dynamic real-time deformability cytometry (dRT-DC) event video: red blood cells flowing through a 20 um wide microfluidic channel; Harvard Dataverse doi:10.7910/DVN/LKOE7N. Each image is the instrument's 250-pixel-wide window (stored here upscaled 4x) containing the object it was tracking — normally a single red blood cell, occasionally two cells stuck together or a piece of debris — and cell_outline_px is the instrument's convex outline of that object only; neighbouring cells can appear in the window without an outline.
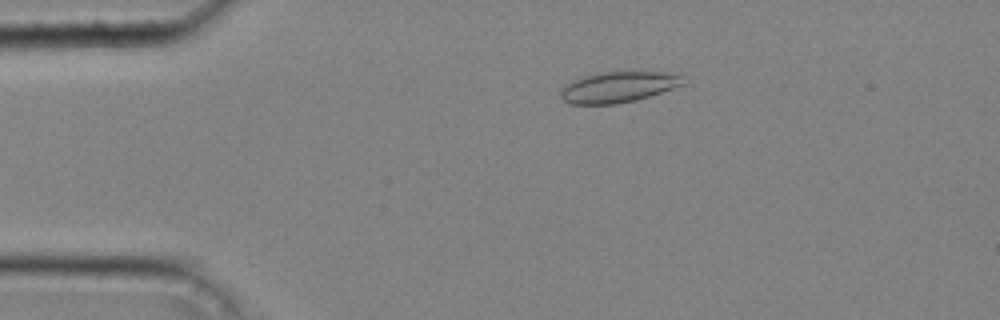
{"species": "common noctule bat (a hibernating species)", "species_latin": "Nyctalus noctula", "temperature_condition": "cold", "stored_images_in_passage": 35, "camera_frame_rate_fps": 3000, "um_per_image_px": 0.085, "animal": {"sex": "male", "body_mass_g": 20.4}, "frame": {"image": 1, "passage_image": 3, "time_ms": 0.667, "image_size_px": [1000, 320], "cell_outline_px": [[684, 84], [636, 100], [616, 104], [572, 104], [564, 100], [560, 96], [560, 92], [564, 84], [572, 80], [584, 76], [604, 72], [680, 72]], "centroid_in_image_um": [52.54, 7.39], "position_along_channel_um": 32.5, "area_um2": 21.91}}
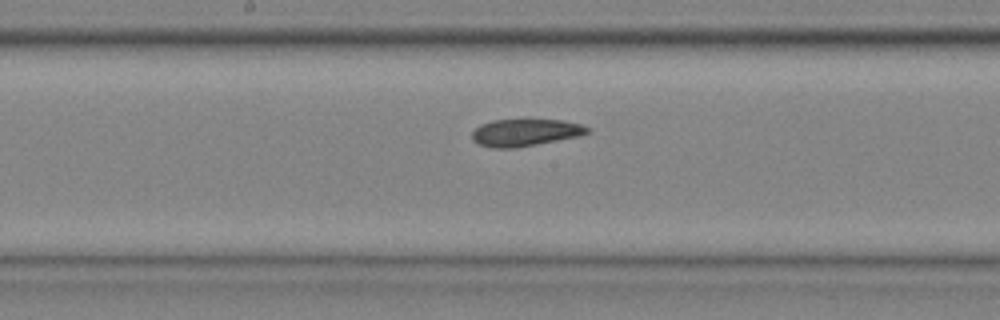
{"frame": {"image": 2, "passage_image": 18, "time_ms": 5.667, "image_size_px": [1000, 320], "cell_outline_px": [[592, 132], [580, 136], [516, 148], [492, 148], [480, 144], [472, 140], [472, 132], [480, 124], [492, 120], [560, 120], [580, 124], [588, 128]], "centroid_in_image_um": [44.64, 11.27], "position_along_channel_um": 203.6, "area_um2": 18.21}}
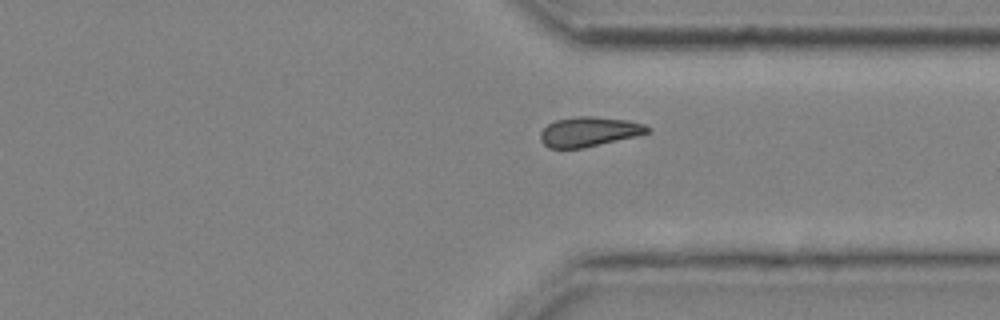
{"frame": {"image": 3, "passage_image": 29, "time_ms": 9.333, "image_size_px": [1000, 320], "cell_outline_px": [[652, 132], [636, 136], [584, 148], [548, 148], [540, 140], [540, 132], [548, 124], [556, 120], [576, 116], [592, 116], [628, 120], [644, 124], [652, 128]], "centroid_in_image_um": [50.09, 11.19], "position_along_channel_um": 361.3, "area_um2": 18.67}, "authors_computed_cell_mechanics": {"area_um2": 18.8428, "velocity_mm_per_s": 4.286, "shape_relaxation_time_tau1_ms": null, "shape_relaxation_time_tau2_ms": 1.4324, "deformation_change_tau1": null, "deformation_change_tau2": 0.069}}